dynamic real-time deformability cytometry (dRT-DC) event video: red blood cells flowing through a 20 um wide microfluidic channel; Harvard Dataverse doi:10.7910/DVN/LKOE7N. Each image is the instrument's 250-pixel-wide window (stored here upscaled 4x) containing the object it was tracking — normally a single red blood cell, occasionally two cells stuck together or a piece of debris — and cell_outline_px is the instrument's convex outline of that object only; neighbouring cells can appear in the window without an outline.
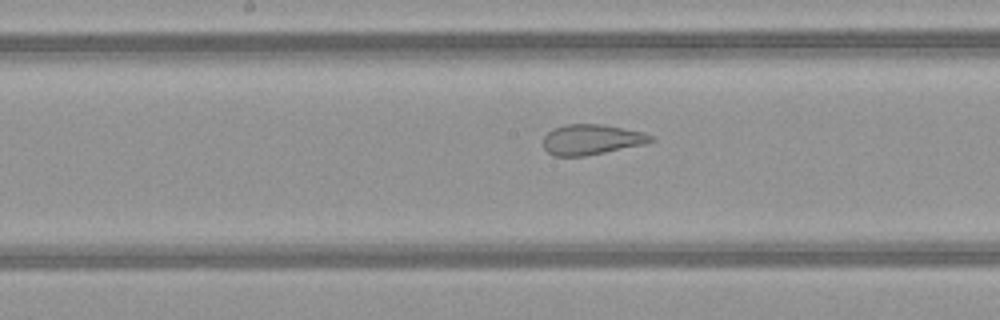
{"species": "common noctule bat (a hibernating species)", "species_latin": "Nyctalus noctula", "temperature_condition": "warm", "stored_images_in_passage": 43, "camera_frame_rate_fps": 3000, "um_per_image_px": 0.085, "animal": {"sex": "female", "body_mass_g": 21.9}, "frame": {"image": 1, "passage_image": 25, "time_ms": 8.0, "image_size_px": [1000, 320], "cell_outline_px": [[656, 140], [644, 144], [584, 156], [552, 156], [544, 148], [544, 136], [552, 128], [564, 124], [604, 124], [644, 132], [656, 136]], "centroid_in_image_um": [50.3, 11.85], "position_along_channel_um": 197.9, "area_um2": 19.19}}
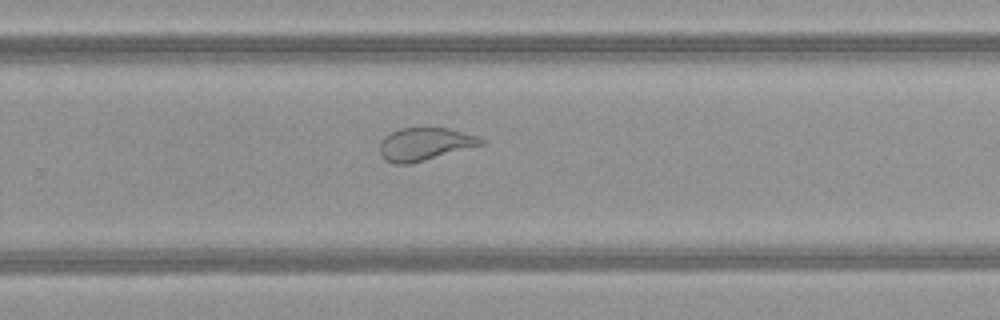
{"frame": {"image": 2, "passage_image": 32, "time_ms": 10.333, "image_size_px": [1000, 320], "cell_outline_px": [[484, 144], [424, 160], [408, 164], [396, 164], [384, 160], [380, 156], [380, 140], [384, 136], [400, 128], [448, 128], [476, 136], [484, 140]], "centroid_in_image_um": [36.05, 12.25], "position_along_channel_um": 293.8, "area_um2": 19.13}}
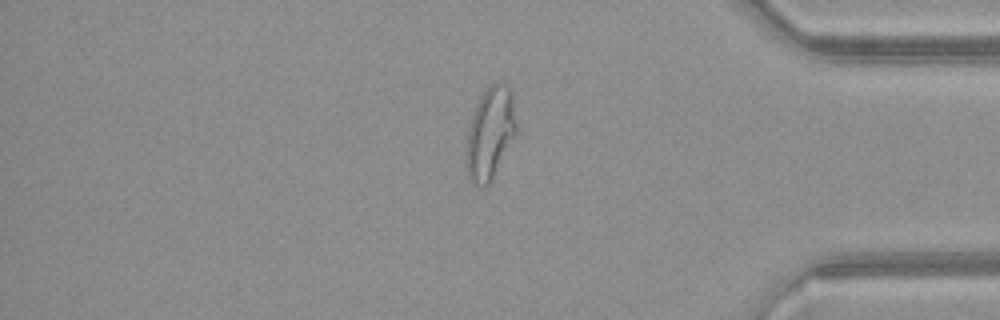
{"frame": {"image": 3, "passage_image": 41, "time_ms": 13.333, "image_size_px": [1000, 320], "cell_outline_px": [[516, 132], [492, 180], [484, 188], [472, 184], [468, 176], [468, 128], [476, 104], [480, 96], [496, 80], [504, 80], [508, 84], [512, 92], [516, 124]], "centroid_in_image_um": [41.69, 11.27], "position_along_channel_um": 393.5, "area_um2": 26.59}}